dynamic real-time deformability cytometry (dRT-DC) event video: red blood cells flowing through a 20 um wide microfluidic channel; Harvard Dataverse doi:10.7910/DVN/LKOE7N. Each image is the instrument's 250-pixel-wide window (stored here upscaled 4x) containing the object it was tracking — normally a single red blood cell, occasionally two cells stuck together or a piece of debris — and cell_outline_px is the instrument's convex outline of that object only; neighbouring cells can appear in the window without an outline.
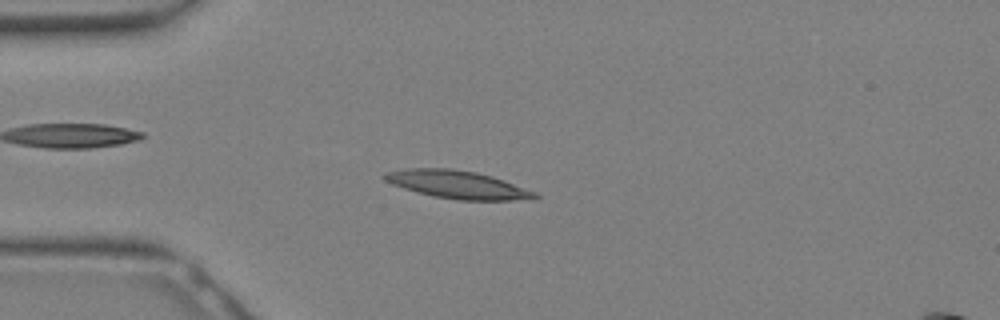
{"species": "Egyptian fruit bat (a non-hibernating species)", "species_latin": "Rousettus aegyptiacus", "temperature_condition": "warm", "stored_images_in_passage": 31, "camera_frame_rate_fps": 3000, "um_per_image_px": 0.085, "animal": {"sex": "female"}, "frame": {"image": 1, "passage_image": 8, "time_ms": 2.333, "image_size_px": [1000, 320], "cell_outline_px": [[540, 196], [512, 200], [460, 200], [432, 196], [416, 192], [392, 184], [384, 180], [380, 176], [384, 172], [408, 168], [452, 168], [476, 172], [492, 176], [504, 180], [536, 192]], "centroid_in_image_um": [38.81, 15.67], "position_along_channel_um": 46.2, "area_um2": 24.39}}
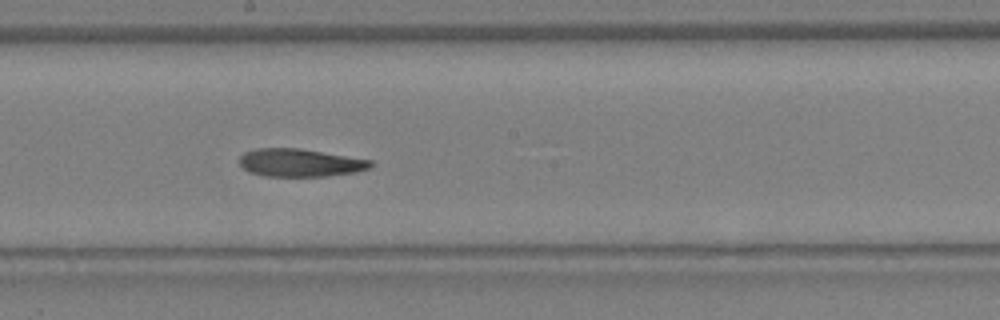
{"frame": {"image": 2, "passage_image": 17, "time_ms": 5.333, "image_size_px": [1000, 320], "cell_outline_px": [[372, 164], [368, 168], [356, 172], [324, 176], [264, 176], [248, 172], [240, 164], [240, 156], [244, 152], [256, 148], [300, 148], [372, 160]], "centroid_in_image_um": [25.47, 13.83], "position_along_channel_um": 222.7, "area_um2": 21.27}}
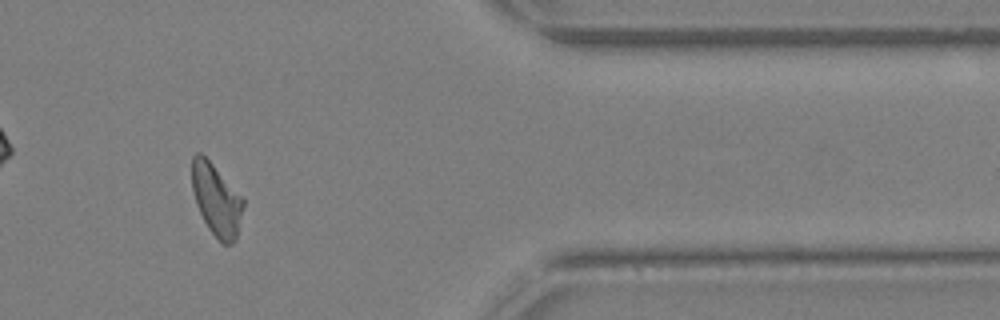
{"frame": {"image": 3, "passage_image": 26, "time_ms": 8.333, "image_size_px": [1000, 320], "cell_outline_px": [[244, 204], [236, 240], [232, 244], [224, 244], [208, 228], [196, 204], [192, 188], [192, 156], [196, 152], [200, 152], [244, 196]], "centroid_in_image_um": [18.41, 16.97], "position_along_channel_um": 393.0, "area_um2": 21.44}}